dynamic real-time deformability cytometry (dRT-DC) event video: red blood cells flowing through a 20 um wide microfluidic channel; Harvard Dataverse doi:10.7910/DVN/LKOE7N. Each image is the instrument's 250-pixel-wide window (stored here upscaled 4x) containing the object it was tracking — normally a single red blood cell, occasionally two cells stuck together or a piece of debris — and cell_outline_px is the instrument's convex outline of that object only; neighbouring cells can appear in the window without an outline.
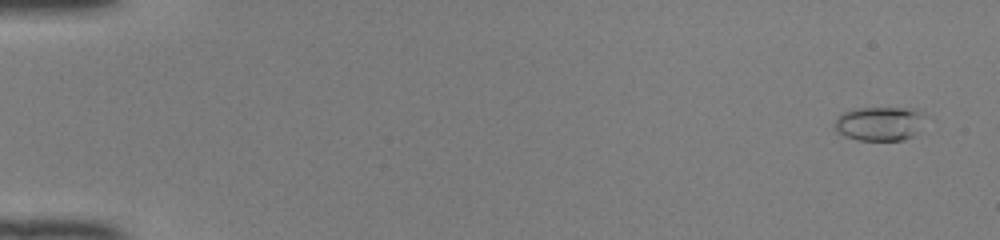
{"species": "common noctule bat (a hibernating species)", "species_latin": "Nyctalus noctula", "temperature_condition": "room temperature", "stored_images_in_passage": 15, "camera_frame_rate_fps": 3000, "um_per_image_px": 0.085, "animal": {"sex": "female", "body_mass_g": 22.0, "forearm_length_mm": 56.7}, "frame": {"image": 1, "passage_image": 3, "time_ms": 0.667, "image_size_px": [1000, 240], "cell_outline_px": [[924, 112], [912, 136], [904, 140], [856, 140], [844, 136], [836, 132], [836, 120], [844, 112], [852, 108], [916, 108]], "centroid_in_image_um": [74.7, 10.5], "position_along_channel_um": 10.3, "area_um2": 17.63}}